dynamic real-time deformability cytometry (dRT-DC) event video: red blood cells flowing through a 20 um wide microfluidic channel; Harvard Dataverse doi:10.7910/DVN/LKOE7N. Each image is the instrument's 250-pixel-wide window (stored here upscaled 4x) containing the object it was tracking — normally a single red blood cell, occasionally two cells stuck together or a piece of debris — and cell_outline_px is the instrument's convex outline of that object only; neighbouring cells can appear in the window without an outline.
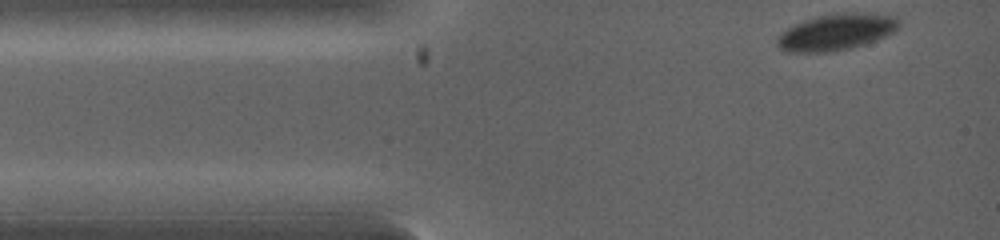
{"species": "common noctule bat (a hibernating species)", "species_latin": "Nyctalus noctula", "temperature_condition": "warm", "stored_images_in_passage": 5, "camera_frame_rate_fps": 5000, "um_per_image_px": 0.085, "animal": {"sex": "female", "body_mass_g": 19.0, "forearm_length_mm": 53.3}, "frame": {"image": 1, "passage_image": 1, "time_ms": 0.0, "image_size_px": [1000, 240], "cell_outline_px": [[900, 28], [896, 32], [876, 40], [852, 48], [836, 52], [780, 52], [776, 44], [776, 40], [784, 32], [800, 24], [812, 20], [828, 16], [888, 16], [900, 20]], "centroid_in_image_um": [71.09, 2.85], "position_along_channel_um": 13.9, "area_um2": 24.1}}
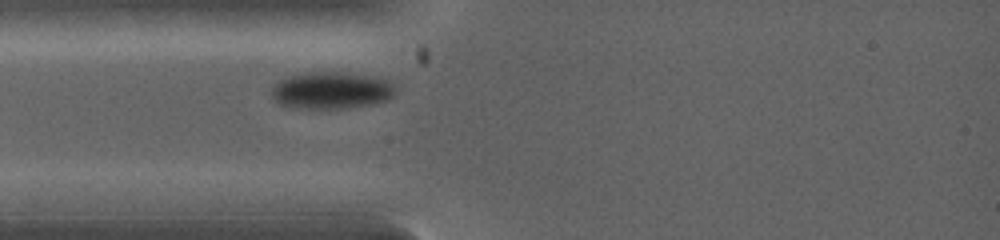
{"frame": {"image": 2, "passage_image": 5, "time_ms": 1.6, "image_size_px": [1000, 240], "cell_outline_px": [[392, 96], [388, 100], [376, 104], [348, 108], [296, 108], [280, 104], [272, 96], [272, 88], [280, 80], [288, 76], [304, 72], [340, 72], [364, 76], [384, 80], [392, 88]], "centroid_in_image_um": [28.09, 7.7], "position_along_channel_um": 56.9, "area_um2": 26.13}}